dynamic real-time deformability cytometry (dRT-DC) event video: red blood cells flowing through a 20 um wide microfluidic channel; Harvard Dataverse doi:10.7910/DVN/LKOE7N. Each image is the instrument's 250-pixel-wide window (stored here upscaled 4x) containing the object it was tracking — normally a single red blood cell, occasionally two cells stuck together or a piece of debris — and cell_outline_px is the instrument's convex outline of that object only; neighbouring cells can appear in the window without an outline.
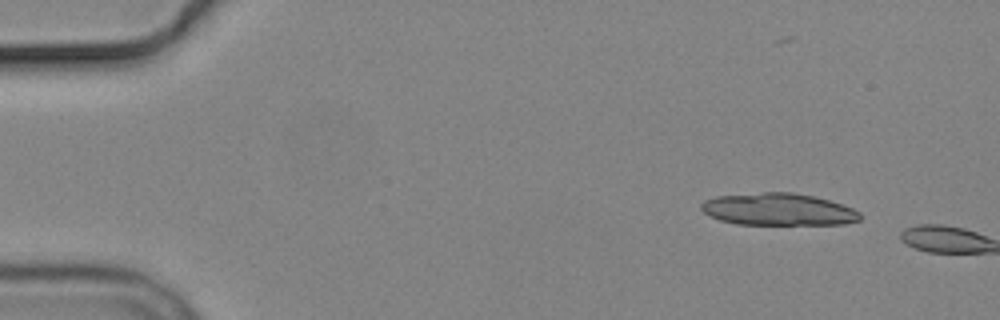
{"species": "common noctule bat (a hibernating species)", "species_latin": "Nyctalus noctula", "temperature_condition": "cold", "stored_images_in_passage": 2, "camera_frame_rate_fps": 3000, "um_per_image_px": 0.085, "animal": {"sex": "male", "body_mass_g": 19.2, "forearm_length_mm": 51.8}, "frame": {"image": 1, "passage_image": 1, "time_ms": 0.0, "image_size_px": [1000, 320], "cell_outline_px": [[860, 220], [844, 224], [736, 224], [720, 220], [708, 216], [700, 208], [700, 204], [704, 200], [716, 196], [764, 192], [792, 192], [816, 196], [852, 208], [860, 212]], "centroid_in_image_um": [66.12, 17.79], "position_along_channel_um": 18.9, "area_um2": 29.82}}